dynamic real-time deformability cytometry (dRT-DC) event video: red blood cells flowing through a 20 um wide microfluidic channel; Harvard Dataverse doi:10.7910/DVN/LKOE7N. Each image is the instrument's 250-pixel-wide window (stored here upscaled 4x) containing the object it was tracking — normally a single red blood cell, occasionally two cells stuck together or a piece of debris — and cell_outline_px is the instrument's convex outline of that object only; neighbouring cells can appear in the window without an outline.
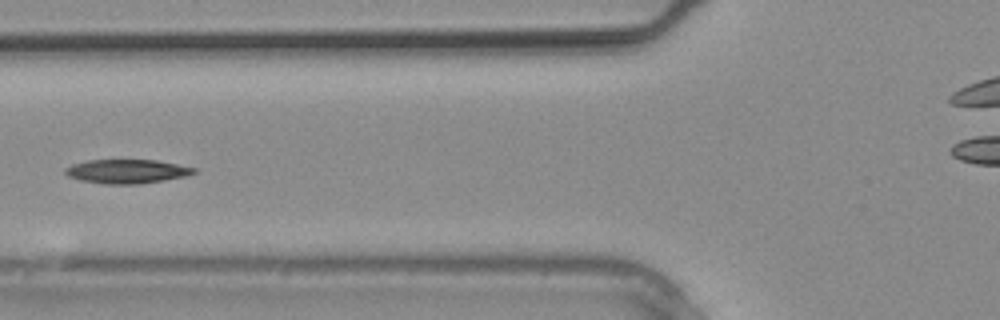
{"species": "common noctule bat (a hibernating species)", "species_latin": "Nyctalus noctula", "temperature_condition": "warm", "stored_images_in_passage": 11, "camera_frame_rate_fps": 3000, "um_per_image_px": 0.085, "animal": {"sex": "male", "body_mass_g": 20.4}, "frame": {"image": 1, "passage_image": 10, "time_ms": 3.0, "image_size_px": [1000, 320], "cell_outline_px": [[196, 172], [184, 176], [140, 184], [104, 184], [80, 180], [68, 176], [64, 172], [64, 168], [72, 164], [88, 160], [156, 160], [196, 168]], "centroid_in_image_um": [10.73, 14.56], "position_along_channel_um": 115.1, "area_um2": 17.86}}